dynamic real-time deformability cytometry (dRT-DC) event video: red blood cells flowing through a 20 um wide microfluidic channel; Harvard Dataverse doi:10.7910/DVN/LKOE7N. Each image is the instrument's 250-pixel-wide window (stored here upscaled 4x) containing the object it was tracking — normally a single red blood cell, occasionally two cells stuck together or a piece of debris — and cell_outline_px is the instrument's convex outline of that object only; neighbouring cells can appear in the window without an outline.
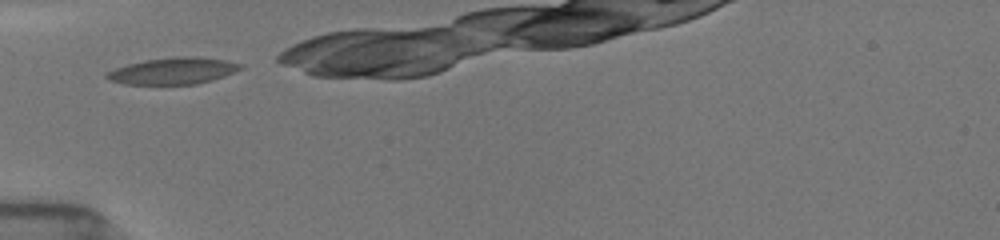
{"species": "common noctule bat (a hibernating species)", "species_latin": "Nyctalus noctula", "temperature_condition": "room temperature", "stored_images_in_passage": 25, "camera_frame_rate_fps": 3000, "um_per_image_px": 0.085, "animal": {"sex": "female", "body_mass_g": 19.5, "forearm_length_mm": 54.1}, "frame": {"image": 1, "passage_image": 1, "time_ms": 0.0, "image_size_px": [1000, 240], "cell_outline_px": [[244, 68], [224, 76], [212, 80], [196, 84], [124, 84], [108, 80], [104, 76], [108, 72], [116, 68], [128, 64], [144, 60], [176, 56], [200, 56], [224, 60], [244, 64]], "centroid_in_image_um": [14.74, 6.02], "position_along_channel_um": 70.3, "area_um2": 20.87}}
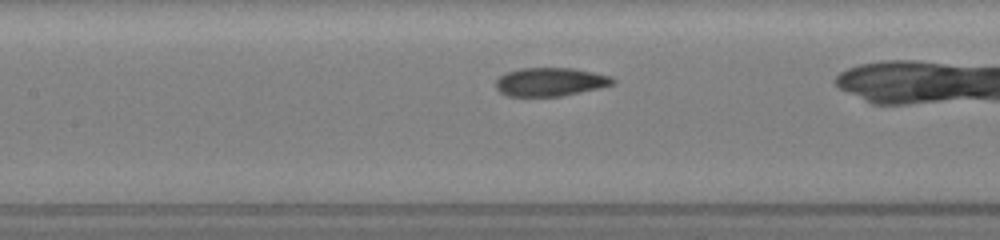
{"frame": {"image": 2, "passage_image": 8, "time_ms": 2.333, "image_size_px": [1000, 240], "cell_outline_px": [[616, 84], [600, 88], [560, 96], [508, 96], [500, 92], [496, 88], [496, 80], [504, 72], [520, 68], [572, 68], [612, 76], [616, 80]], "centroid_in_image_um": [46.79, 6.95], "position_along_channel_um": 160.6, "area_um2": 19.54}}
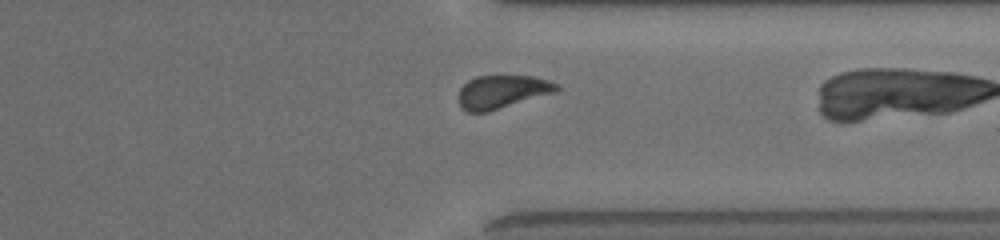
{"frame": {"image": 3, "passage_image": 24, "time_ms": 7.667, "image_size_px": [1000, 240], "cell_outline_px": [[560, 88], [556, 92], [488, 112], [468, 112], [460, 104], [460, 88], [468, 80], [476, 76], [532, 76], [548, 80], [556, 84]], "centroid_in_image_um": [42.7, 7.8], "position_along_channel_um": 368.7, "area_um2": 18.79}}